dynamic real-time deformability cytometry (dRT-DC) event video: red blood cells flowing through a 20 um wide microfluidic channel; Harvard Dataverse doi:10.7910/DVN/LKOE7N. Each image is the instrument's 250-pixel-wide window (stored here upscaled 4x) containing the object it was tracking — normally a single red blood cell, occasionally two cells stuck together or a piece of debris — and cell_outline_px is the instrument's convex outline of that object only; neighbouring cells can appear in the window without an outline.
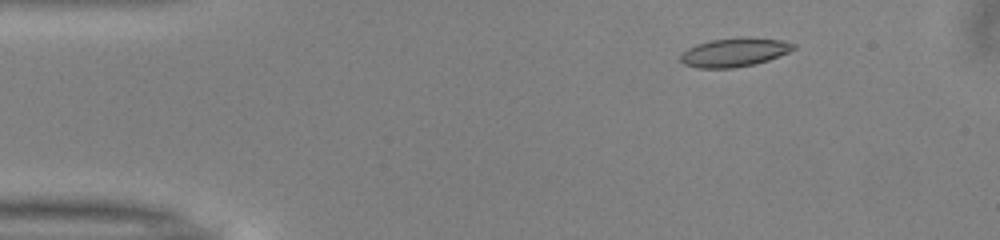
{"species": "common noctule bat (a hibernating species)", "species_latin": "Nyctalus noctula", "temperature_condition": "warm", "stored_images_in_passage": 16, "camera_frame_rate_fps": 3000, "um_per_image_px": 0.085, "animal": {"sex": "male", "body_mass_g": 13.0, "forearm_length_mm": 53.1}, "frame": {"image": 1, "passage_image": 7, "time_ms": 2.0, "image_size_px": [1000, 240], "cell_outline_px": [[796, 48], [788, 52], [768, 60], [752, 64], [732, 68], [696, 68], [684, 64], [680, 60], [680, 56], [688, 48], [696, 44], [712, 40], [740, 36], [748, 36], [780, 40], [796, 44]], "centroid_in_image_um": [62.42, 4.43], "position_along_channel_um": 22.6, "area_um2": 18.96}}